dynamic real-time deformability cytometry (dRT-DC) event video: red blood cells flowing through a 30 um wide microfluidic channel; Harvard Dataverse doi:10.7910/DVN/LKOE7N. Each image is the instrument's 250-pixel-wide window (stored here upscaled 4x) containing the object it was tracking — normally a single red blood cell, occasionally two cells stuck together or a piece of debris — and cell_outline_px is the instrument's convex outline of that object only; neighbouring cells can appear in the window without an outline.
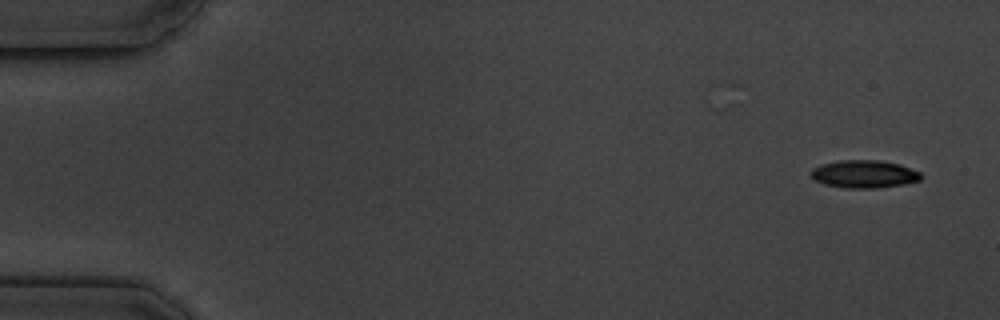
{"species": "common noctule bat (a hibernating species)", "species_latin": "Nyctalus noctula", "temperature_condition": "cold", "stored_images_in_passage": 3, "camera_frame_rate_fps": 3000, "um_per_image_px": 0.085, "animal": {"sex": "male", "body_mass_g": 19.5, "forearm_length_mm": 54.6}, "frame": {"image": 1, "passage_image": 3, "time_ms": 2.333, "image_size_px": [1000, 320], "cell_outline_px": [[924, 176], [920, 180], [904, 184], [876, 188], [844, 188], [824, 184], [816, 180], [812, 176], [812, 168], [820, 164], [840, 160], [880, 160], [900, 164], [920, 172]], "centroid_in_image_um": [73.48, 14.79], "position_along_channel_um": 11.5, "area_um2": 17.86}}